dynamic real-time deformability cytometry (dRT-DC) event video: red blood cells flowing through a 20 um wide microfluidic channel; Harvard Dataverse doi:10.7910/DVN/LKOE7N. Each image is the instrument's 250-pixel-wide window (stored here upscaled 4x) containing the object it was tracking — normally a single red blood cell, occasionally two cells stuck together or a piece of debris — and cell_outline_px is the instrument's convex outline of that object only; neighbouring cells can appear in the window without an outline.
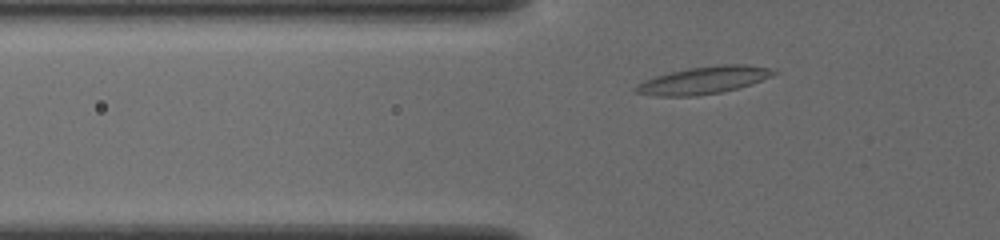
{"species": "common noctule bat (a hibernating species)", "species_latin": "Nyctalus noctula", "temperature_condition": "cold", "stored_images_in_passage": 38, "segment_of_instrument_passage": [1, 2], "camera_frame_rate_fps": 3000, "um_per_image_px": 0.085, "animal": {"sex": "female", "body_mass_g": 19.5, "forearm_length_mm": 54.1}, "frame": {"image": 1, "passage_image": 2, "time_ms": 0.333, "image_size_px": [1000, 240], "cell_outline_px": [[780, 72], [772, 76], [736, 88], [720, 92], [696, 96], [656, 96], [632, 92], [632, 88], [636, 84], [644, 80], [656, 76], [672, 72], [692, 68], [716, 64], [744, 64], [768, 68]], "centroid_in_image_um": [59.75, 6.82], "position_along_channel_um": 66.1, "area_um2": 21.79}}
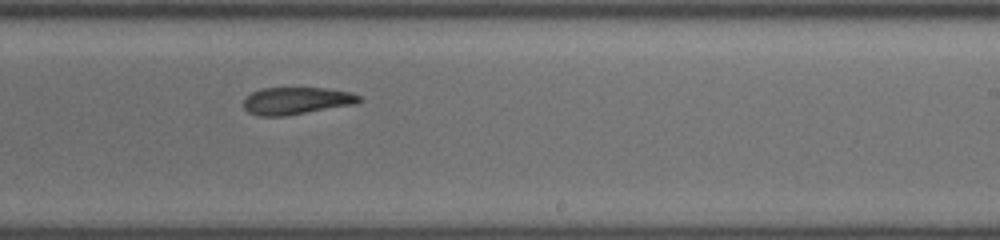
{"frame": {"image": 2, "passage_image": 18, "time_ms": 5.667, "image_size_px": [1000, 240], "cell_outline_px": [[364, 100], [356, 104], [284, 116], [256, 116], [248, 112], [244, 108], [244, 100], [252, 92], [260, 88], [324, 88], [352, 92], [360, 96]], "centroid_in_image_um": [25.22, 8.57], "position_along_channel_um": 263.8, "area_um2": 18.44}}
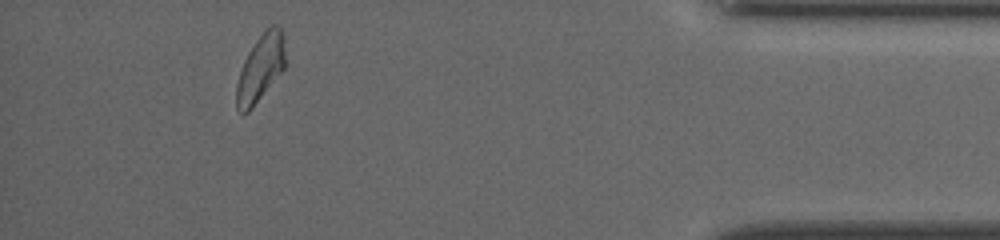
{"frame": {"image": 3, "passage_image": 33, "time_ms": 10.667, "image_size_px": [1000, 240], "cell_outline_px": [[284, 68], [252, 108], [248, 112], [240, 112], [236, 108], [236, 84], [244, 60], [248, 52], [264, 28], [272, 24], [276, 24], [280, 28], [284, 36]], "centroid_in_image_um": [22.13, 5.75], "position_along_channel_um": 413.1, "area_um2": 18.9}}